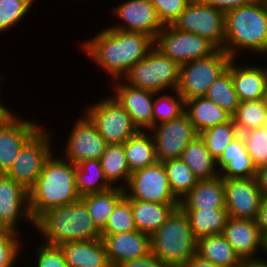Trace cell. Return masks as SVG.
<instances>
[{
  "label": "cell",
  "mask_w": 267,
  "mask_h": 267,
  "mask_svg": "<svg viewBox=\"0 0 267 267\" xmlns=\"http://www.w3.org/2000/svg\"><path fill=\"white\" fill-rule=\"evenodd\" d=\"M36 0H0V33L15 27L30 12Z\"/></svg>",
  "instance_id": "41"
},
{
  "label": "cell",
  "mask_w": 267,
  "mask_h": 267,
  "mask_svg": "<svg viewBox=\"0 0 267 267\" xmlns=\"http://www.w3.org/2000/svg\"><path fill=\"white\" fill-rule=\"evenodd\" d=\"M8 106H2L0 104V122L9 114L12 113L10 109L7 108Z\"/></svg>",
  "instance_id": "52"
},
{
  "label": "cell",
  "mask_w": 267,
  "mask_h": 267,
  "mask_svg": "<svg viewBox=\"0 0 267 267\" xmlns=\"http://www.w3.org/2000/svg\"><path fill=\"white\" fill-rule=\"evenodd\" d=\"M52 133L41 127L21 148L18 157L6 173L29 191L39 177L46 160L53 152ZM52 142V143H51ZM51 146V147H50ZM52 150V151H51Z\"/></svg>",
  "instance_id": "9"
},
{
  "label": "cell",
  "mask_w": 267,
  "mask_h": 267,
  "mask_svg": "<svg viewBox=\"0 0 267 267\" xmlns=\"http://www.w3.org/2000/svg\"><path fill=\"white\" fill-rule=\"evenodd\" d=\"M231 60L223 49H217L208 57L180 65L176 91L184 101L205 96L209 86L228 68Z\"/></svg>",
  "instance_id": "7"
},
{
  "label": "cell",
  "mask_w": 267,
  "mask_h": 267,
  "mask_svg": "<svg viewBox=\"0 0 267 267\" xmlns=\"http://www.w3.org/2000/svg\"><path fill=\"white\" fill-rule=\"evenodd\" d=\"M148 132L152 133L159 162L180 159L183 150L198 135L185 113L154 125Z\"/></svg>",
  "instance_id": "13"
},
{
  "label": "cell",
  "mask_w": 267,
  "mask_h": 267,
  "mask_svg": "<svg viewBox=\"0 0 267 267\" xmlns=\"http://www.w3.org/2000/svg\"><path fill=\"white\" fill-rule=\"evenodd\" d=\"M223 50L236 60L243 50L267 55V0H255L225 12Z\"/></svg>",
  "instance_id": "3"
},
{
  "label": "cell",
  "mask_w": 267,
  "mask_h": 267,
  "mask_svg": "<svg viewBox=\"0 0 267 267\" xmlns=\"http://www.w3.org/2000/svg\"><path fill=\"white\" fill-rule=\"evenodd\" d=\"M63 151V158L75 165L87 159L100 160L107 143L85 114L77 118Z\"/></svg>",
  "instance_id": "15"
},
{
  "label": "cell",
  "mask_w": 267,
  "mask_h": 267,
  "mask_svg": "<svg viewBox=\"0 0 267 267\" xmlns=\"http://www.w3.org/2000/svg\"><path fill=\"white\" fill-rule=\"evenodd\" d=\"M199 135L205 141L209 153L217 160L232 140L239 135V132L231 118L229 121L209 128Z\"/></svg>",
  "instance_id": "38"
},
{
  "label": "cell",
  "mask_w": 267,
  "mask_h": 267,
  "mask_svg": "<svg viewBox=\"0 0 267 267\" xmlns=\"http://www.w3.org/2000/svg\"><path fill=\"white\" fill-rule=\"evenodd\" d=\"M255 179L262 196H267V164L256 169Z\"/></svg>",
  "instance_id": "49"
},
{
  "label": "cell",
  "mask_w": 267,
  "mask_h": 267,
  "mask_svg": "<svg viewBox=\"0 0 267 267\" xmlns=\"http://www.w3.org/2000/svg\"><path fill=\"white\" fill-rule=\"evenodd\" d=\"M172 94L155 93L152 112L153 126L180 117L185 111L184 98L175 90ZM164 93V94H163Z\"/></svg>",
  "instance_id": "39"
},
{
  "label": "cell",
  "mask_w": 267,
  "mask_h": 267,
  "mask_svg": "<svg viewBox=\"0 0 267 267\" xmlns=\"http://www.w3.org/2000/svg\"><path fill=\"white\" fill-rule=\"evenodd\" d=\"M150 244L151 253L168 267H185L197 252V238L180 207L150 236Z\"/></svg>",
  "instance_id": "5"
},
{
  "label": "cell",
  "mask_w": 267,
  "mask_h": 267,
  "mask_svg": "<svg viewBox=\"0 0 267 267\" xmlns=\"http://www.w3.org/2000/svg\"><path fill=\"white\" fill-rule=\"evenodd\" d=\"M242 261L259 259V249L265 252V238L256 220L228 218L222 233Z\"/></svg>",
  "instance_id": "20"
},
{
  "label": "cell",
  "mask_w": 267,
  "mask_h": 267,
  "mask_svg": "<svg viewBox=\"0 0 267 267\" xmlns=\"http://www.w3.org/2000/svg\"><path fill=\"white\" fill-rule=\"evenodd\" d=\"M174 196L180 201L196 185L198 179L181 159L163 162Z\"/></svg>",
  "instance_id": "37"
},
{
  "label": "cell",
  "mask_w": 267,
  "mask_h": 267,
  "mask_svg": "<svg viewBox=\"0 0 267 267\" xmlns=\"http://www.w3.org/2000/svg\"><path fill=\"white\" fill-rule=\"evenodd\" d=\"M205 97L223 108L231 116L239 106V99L231 76V61L228 68L209 86Z\"/></svg>",
  "instance_id": "35"
},
{
  "label": "cell",
  "mask_w": 267,
  "mask_h": 267,
  "mask_svg": "<svg viewBox=\"0 0 267 267\" xmlns=\"http://www.w3.org/2000/svg\"><path fill=\"white\" fill-rule=\"evenodd\" d=\"M113 267H168L159 257L150 253L141 258L127 260Z\"/></svg>",
  "instance_id": "46"
},
{
  "label": "cell",
  "mask_w": 267,
  "mask_h": 267,
  "mask_svg": "<svg viewBox=\"0 0 267 267\" xmlns=\"http://www.w3.org/2000/svg\"><path fill=\"white\" fill-rule=\"evenodd\" d=\"M75 179L80 197L112 188L104 176L98 159H87L76 164Z\"/></svg>",
  "instance_id": "33"
},
{
  "label": "cell",
  "mask_w": 267,
  "mask_h": 267,
  "mask_svg": "<svg viewBox=\"0 0 267 267\" xmlns=\"http://www.w3.org/2000/svg\"><path fill=\"white\" fill-rule=\"evenodd\" d=\"M239 64L235 59L231 60V76L239 101L262 99L267 81V66Z\"/></svg>",
  "instance_id": "23"
},
{
  "label": "cell",
  "mask_w": 267,
  "mask_h": 267,
  "mask_svg": "<svg viewBox=\"0 0 267 267\" xmlns=\"http://www.w3.org/2000/svg\"><path fill=\"white\" fill-rule=\"evenodd\" d=\"M190 222L194 236L199 239L203 236L222 234L229 218L226 209H199L183 210Z\"/></svg>",
  "instance_id": "34"
},
{
  "label": "cell",
  "mask_w": 267,
  "mask_h": 267,
  "mask_svg": "<svg viewBox=\"0 0 267 267\" xmlns=\"http://www.w3.org/2000/svg\"><path fill=\"white\" fill-rule=\"evenodd\" d=\"M256 168L267 164V132L263 127L240 133Z\"/></svg>",
  "instance_id": "42"
},
{
  "label": "cell",
  "mask_w": 267,
  "mask_h": 267,
  "mask_svg": "<svg viewBox=\"0 0 267 267\" xmlns=\"http://www.w3.org/2000/svg\"><path fill=\"white\" fill-rule=\"evenodd\" d=\"M124 196V189L112 187L104 192L82 196L80 199L86 204L88 212L97 228L102 231L116 204Z\"/></svg>",
  "instance_id": "32"
},
{
  "label": "cell",
  "mask_w": 267,
  "mask_h": 267,
  "mask_svg": "<svg viewBox=\"0 0 267 267\" xmlns=\"http://www.w3.org/2000/svg\"><path fill=\"white\" fill-rule=\"evenodd\" d=\"M116 81V82H115ZM112 81L115 93L112 96L127 111L138 130L149 131L153 127V102L155 92L144 90L122 82V79Z\"/></svg>",
  "instance_id": "19"
},
{
  "label": "cell",
  "mask_w": 267,
  "mask_h": 267,
  "mask_svg": "<svg viewBox=\"0 0 267 267\" xmlns=\"http://www.w3.org/2000/svg\"><path fill=\"white\" fill-rule=\"evenodd\" d=\"M76 165L60 155L46 160L34 186L29 190V208L32 220L50 209L78 201L75 179Z\"/></svg>",
  "instance_id": "2"
},
{
  "label": "cell",
  "mask_w": 267,
  "mask_h": 267,
  "mask_svg": "<svg viewBox=\"0 0 267 267\" xmlns=\"http://www.w3.org/2000/svg\"><path fill=\"white\" fill-rule=\"evenodd\" d=\"M124 152L130 172L151 166L157 162L152 134L139 130L124 143Z\"/></svg>",
  "instance_id": "30"
},
{
  "label": "cell",
  "mask_w": 267,
  "mask_h": 267,
  "mask_svg": "<svg viewBox=\"0 0 267 267\" xmlns=\"http://www.w3.org/2000/svg\"><path fill=\"white\" fill-rule=\"evenodd\" d=\"M68 267H111L103 240L93 239L55 245Z\"/></svg>",
  "instance_id": "22"
},
{
  "label": "cell",
  "mask_w": 267,
  "mask_h": 267,
  "mask_svg": "<svg viewBox=\"0 0 267 267\" xmlns=\"http://www.w3.org/2000/svg\"><path fill=\"white\" fill-rule=\"evenodd\" d=\"M19 239L20 234L16 232L4 229L0 232V267H15V262L24 245Z\"/></svg>",
  "instance_id": "43"
},
{
  "label": "cell",
  "mask_w": 267,
  "mask_h": 267,
  "mask_svg": "<svg viewBox=\"0 0 267 267\" xmlns=\"http://www.w3.org/2000/svg\"><path fill=\"white\" fill-rule=\"evenodd\" d=\"M263 128H264L265 131L267 132V118H266V120H265V124H264Z\"/></svg>",
  "instance_id": "55"
},
{
  "label": "cell",
  "mask_w": 267,
  "mask_h": 267,
  "mask_svg": "<svg viewBox=\"0 0 267 267\" xmlns=\"http://www.w3.org/2000/svg\"><path fill=\"white\" fill-rule=\"evenodd\" d=\"M89 106L84 114L94 123L107 144H124L139 131L127 111L113 96L103 97Z\"/></svg>",
  "instance_id": "8"
},
{
  "label": "cell",
  "mask_w": 267,
  "mask_h": 267,
  "mask_svg": "<svg viewBox=\"0 0 267 267\" xmlns=\"http://www.w3.org/2000/svg\"><path fill=\"white\" fill-rule=\"evenodd\" d=\"M225 189V209L230 218L252 219L258 217L262 193L255 177L223 178Z\"/></svg>",
  "instance_id": "17"
},
{
  "label": "cell",
  "mask_w": 267,
  "mask_h": 267,
  "mask_svg": "<svg viewBox=\"0 0 267 267\" xmlns=\"http://www.w3.org/2000/svg\"><path fill=\"white\" fill-rule=\"evenodd\" d=\"M124 193L128 199L162 204L180 203L171 190L164 164L159 161L132 172Z\"/></svg>",
  "instance_id": "12"
},
{
  "label": "cell",
  "mask_w": 267,
  "mask_h": 267,
  "mask_svg": "<svg viewBox=\"0 0 267 267\" xmlns=\"http://www.w3.org/2000/svg\"><path fill=\"white\" fill-rule=\"evenodd\" d=\"M9 113L0 122V172L6 174L19 155L23 145L42 127L34 120H23Z\"/></svg>",
  "instance_id": "14"
},
{
  "label": "cell",
  "mask_w": 267,
  "mask_h": 267,
  "mask_svg": "<svg viewBox=\"0 0 267 267\" xmlns=\"http://www.w3.org/2000/svg\"><path fill=\"white\" fill-rule=\"evenodd\" d=\"M37 267H68L65 258L56 246L41 243L35 251Z\"/></svg>",
  "instance_id": "45"
},
{
  "label": "cell",
  "mask_w": 267,
  "mask_h": 267,
  "mask_svg": "<svg viewBox=\"0 0 267 267\" xmlns=\"http://www.w3.org/2000/svg\"><path fill=\"white\" fill-rule=\"evenodd\" d=\"M191 0H150L164 26L172 25Z\"/></svg>",
  "instance_id": "44"
},
{
  "label": "cell",
  "mask_w": 267,
  "mask_h": 267,
  "mask_svg": "<svg viewBox=\"0 0 267 267\" xmlns=\"http://www.w3.org/2000/svg\"><path fill=\"white\" fill-rule=\"evenodd\" d=\"M179 74L180 65L153 47L129 69L122 81L155 93L171 92L178 86Z\"/></svg>",
  "instance_id": "6"
},
{
  "label": "cell",
  "mask_w": 267,
  "mask_h": 267,
  "mask_svg": "<svg viewBox=\"0 0 267 267\" xmlns=\"http://www.w3.org/2000/svg\"><path fill=\"white\" fill-rule=\"evenodd\" d=\"M82 42V52L107 71L113 81L123 79L129 69L154 47V39L140 32L107 27Z\"/></svg>",
  "instance_id": "1"
},
{
  "label": "cell",
  "mask_w": 267,
  "mask_h": 267,
  "mask_svg": "<svg viewBox=\"0 0 267 267\" xmlns=\"http://www.w3.org/2000/svg\"><path fill=\"white\" fill-rule=\"evenodd\" d=\"M265 106L267 107V81H266V84H265V88H264V93H263V98H262Z\"/></svg>",
  "instance_id": "53"
},
{
  "label": "cell",
  "mask_w": 267,
  "mask_h": 267,
  "mask_svg": "<svg viewBox=\"0 0 267 267\" xmlns=\"http://www.w3.org/2000/svg\"><path fill=\"white\" fill-rule=\"evenodd\" d=\"M172 26L205 37L218 49H224L225 13L201 0H191Z\"/></svg>",
  "instance_id": "10"
},
{
  "label": "cell",
  "mask_w": 267,
  "mask_h": 267,
  "mask_svg": "<svg viewBox=\"0 0 267 267\" xmlns=\"http://www.w3.org/2000/svg\"><path fill=\"white\" fill-rule=\"evenodd\" d=\"M137 230L134 222L131 199L124 196L115 206L101 234H116Z\"/></svg>",
  "instance_id": "40"
},
{
  "label": "cell",
  "mask_w": 267,
  "mask_h": 267,
  "mask_svg": "<svg viewBox=\"0 0 267 267\" xmlns=\"http://www.w3.org/2000/svg\"><path fill=\"white\" fill-rule=\"evenodd\" d=\"M267 118V107L262 99L239 102L232 115L233 122L240 133L264 126Z\"/></svg>",
  "instance_id": "36"
},
{
  "label": "cell",
  "mask_w": 267,
  "mask_h": 267,
  "mask_svg": "<svg viewBox=\"0 0 267 267\" xmlns=\"http://www.w3.org/2000/svg\"><path fill=\"white\" fill-rule=\"evenodd\" d=\"M265 255L267 256V237L265 238Z\"/></svg>",
  "instance_id": "54"
},
{
  "label": "cell",
  "mask_w": 267,
  "mask_h": 267,
  "mask_svg": "<svg viewBox=\"0 0 267 267\" xmlns=\"http://www.w3.org/2000/svg\"><path fill=\"white\" fill-rule=\"evenodd\" d=\"M108 261L113 267L127 260L151 253L150 236L138 230L116 234H101Z\"/></svg>",
  "instance_id": "21"
},
{
  "label": "cell",
  "mask_w": 267,
  "mask_h": 267,
  "mask_svg": "<svg viewBox=\"0 0 267 267\" xmlns=\"http://www.w3.org/2000/svg\"><path fill=\"white\" fill-rule=\"evenodd\" d=\"M34 226L29 208V191L6 174L0 176V226L20 234L18 221ZM17 226V227H16Z\"/></svg>",
  "instance_id": "16"
},
{
  "label": "cell",
  "mask_w": 267,
  "mask_h": 267,
  "mask_svg": "<svg viewBox=\"0 0 267 267\" xmlns=\"http://www.w3.org/2000/svg\"><path fill=\"white\" fill-rule=\"evenodd\" d=\"M182 210L225 209L223 178L198 180L196 185L180 200Z\"/></svg>",
  "instance_id": "25"
},
{
  "label": "cell",
  "mask_w": 267,
  "mask_h": 267,
  "mask_svg": "<svg viewBox=\"0 0 267 267\" xmlns=\"http://www.w3.org/2000/svg\"><path fill=\"white\" fill-rule=\"evenodd\" d=\"M196 255L222 267H241L243 262L223 234L197 239Z\"/></svg>",
  "instance_id": "29"
},
{
  "label": "cell",
  "mask_w": 267,
  "mask_h": 267,
  "mask_svg": "<svg viewBox=\"0 0 267 267\" xmlns=\"http://www.w3.org/2000/svg\"><path fill=\"white\" fill-rule=\"evenodd\" d=\"M100 162L108 183L112 187L124 189L131 174L124 152V144H107ZM119 181L122 182L119 183Z\"/></svg>",
  "instance_id": "31"
},
{
  "label": "cell",
  "mask_w": 267,
  "mask_h": 267,
  "mask_svg": "<svg viewBox=\"0 0 267 267\" xmlns=\"http://www.w3.org/2000/svg\"><path fill=\"white\" fill-rule=\"evenodd\" d=\"M217 167L222 178H253L256 174L250 155L246 150L244 139L239 134L217 159Z\"/></svg>",
  "instance_id": "24"
},
{
  "label": "cell",
  "mask_w": 267,
  "mask_h": 267,
  "mask_svg": "<svg viewBox=\"0 0 267 267\" xmlns=\"http://www.w3.org/2000/svg\"><path fill=\"white\" fill-rule=\"evenodd\" d=\"M154 47L179 65L205 58L218 48L207 38L166 25L154 38Z\"/></svg>",
  "instance_id": "11"
},
{
  "label": "cell",
  "mask_w": 267,
  "mask_h": 267,
  "mask_svg": "<svg viewBox=\"0 0 267 267\" xmlns=\"http://www.w3.org/2000/svg\"><path fill=\"white\" fill-rule=\"evenodd\" d=\"M34 227L42 235V243L51 246L101 238V231L81 199L45 211L34 221Z\"/></svg>",
  "instance_id": "4"
},
{
  "label": "cell",
  "mask_w": 267,
  "mask_h": 267,
  "mask_svg": "<svg viewBox=\"0 0 267 267\" xmlns=\"http://www.w3.org/2000/svg\"><path fill=\"white\" fill-rule=\"evenodd\" d=\"M184 113L192 122L198 135L232 118L223 108H220L216 103L207 99L205 96L186 100Z\"/></svg>",
  "instance_id": "26"
},
{
  "label": "cell",
  "mask_w": 267,
  "mask_h": 267,
  "mask_svg": "<svg viewBox=\"0 0 267 267\" xmlns=\"http://www.w3.org/2000/svg\"><path fill=\"white\" fill-rule=\"evenodd\" d=\"M185 267H222L210 261L204 260L198 255H194L185 265Z\"/></svg>",
  "instance_id": "50"
},
{
  "label": "cell",
  "mask_w": 267,
  "mask_h": 267,
  "mask_svg": "<svg viewBox=\"0 0 267 267\" xmlns=\"http://www.w3.org/2000/svg\"><path fill=\"white\" fill-rule=\"evenodd\" d=\"M121 22L109 28L119 29L128 32H140L153 39L158 32L164 28L160 21L156 8L150 0H126L115 5L111 11Z\"/></svg>",
  "instance_id": "18"
},
{
  "label": "cell",
  "mask_w": 267,
  "mask_h": 267,
  "mask_svg": "<svg viewBox=\"0 0 267 267\" xmlns=\"http://www.w3.org/2000/svg\"><path fill=\"white\" fill-rule=\"evenodd\" d=\"M201 1L225 13L239 6L250 4L255 0H201Z\"/></svg>",
  "instance_id": "47"
},
{
  "label": "cell",
  "mask_w": 267,
  "mask_h": 267,
  "mask_svg": "<svg viewBox=\"0 0 267 267\" xmlns=\"http://www.w3.org/2000/svg\"><path fill=\"white\" fill-rule=\"evenodd\" d=\"M261 235L267 237V196H262L261 205L256 219Z\"/></svg>",
  "instance_id": "48"
},
{
  "label": "cell",
  "mask_w": 267,
  "mask_h": 267,
  "mask_svg": "<svg viewBox=\"0 0 267 267\" xmlns=\"http://www.w3.org/2000/svg\"><path fill=\"white\" fill-rule=\"evenodd\" d=\"M180 159L190 167L198 180H211L220 176L217 160L209 153L200 135L186 146Z\"/></svg>",
  "instance_id": "28"
},
{
  "label": "cell",
  "mask_w": 267,
  "mask_h": 267,
  "mask_svg": "<svg viewBox=\"0 0 267 267\" xmlns=\"http://www.w3.org/2000/svg\"><path fill=\"white\" fill-rule=\"evenodd\" d=\"M241 267H267V259L259 258L252 260H245Z\"/></svg>",
  "instance_id": "51"
},
{
  "label": "cell",
  "mask_w": 267,
  "mask_h": 267,
  "mask_svg": "<svg viewBox=\"0 0 267 267\" xmlns=\"http://www.w3.org/2000/svg\"><path fill=\"white\" fill-rule=\"evenodd\" d=\"M135 226L138 231L151 236L160 228L179 204H162L131 199Z\"/></svg>",
  "instance_id": "27"
}]
</instances>
